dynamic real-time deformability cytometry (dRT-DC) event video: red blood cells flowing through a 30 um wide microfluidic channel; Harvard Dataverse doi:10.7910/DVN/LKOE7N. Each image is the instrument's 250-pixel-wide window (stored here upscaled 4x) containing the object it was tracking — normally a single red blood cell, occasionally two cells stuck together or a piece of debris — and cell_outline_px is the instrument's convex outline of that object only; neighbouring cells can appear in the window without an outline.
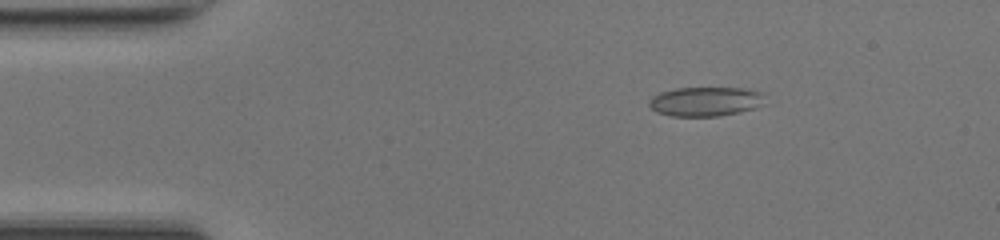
{"species": "common noctule bat (a hibernating species)", "species_latin": "Nyctalus noctula", "temperature_condition": "room temperature", "stored_images_in_passage": 49, "camera_frame_rate_fps": 3000, "um_per_image_px": 0.085, "animal": {"sex": "female", "body_mass_g": 17.0, "forearm_length_mm": 48.0}, "frame": {"image": 1, "passage_image": 8, "time_ms": 2.333, "image_size_px": [1000, 240], "cell_outline_px": [[768, 104], [740, 112], [720, 116], [672, 116], [656, 112], [648, 104], [648, 100], [652, 96], [660, 92], [676, 88], [744, 88], [764, 92]], "centroid_in_image_um": [60.03, 8.62], "position_along_channel_um": 25.0, "area_um2": 20.23}}
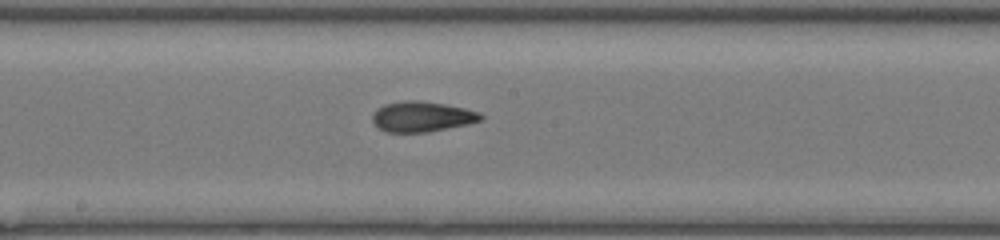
{"frame": {"image": 2, "passage_image": 26, "time_ms": 8.333, "image_size_px": [1000, 240], "cell_outline_px": [[484, 120], [468, 124], [428, 132], [384, 132], [372, 120], [372, 116], [376, 108], [384, 104], [404, 100], [416, 100], [444, 104], [464, 108], [480, 112], [484, 116]], "centroid_in_image_um": [35.88, 9.91], "position_along_channel_um": 212.3, "area_um2": 19.25}}
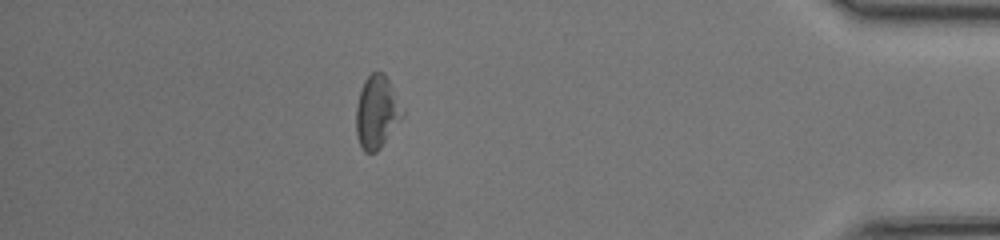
{"frame": {"image": 3, "passage_image": 43, "time_ms": 14.0, "image_size_px": [1000, 240], "cell_outline_px": [[404, 116], [380, 148], [376, 152], [364, 152], [356, 136], [356, 104], [360, 88], [364, 80], [372, 72], [384, 72], [404, 112]], "centroid_in_image_um": [32.0, 9.53], "position_along_channel_um": 403.2, "area_um2": 19.59}, "authors_computed_cell_mechanics": {"area_um2": 19.363, "velocity_mm_per_s": 4.2412, "shape_relaxation_time_tau1_ms": null, "shape_relaxation_time_tau2_ms": 2.4891, "deformation_change_tau1": null, "deformation_change_tau2": 0.0734}}